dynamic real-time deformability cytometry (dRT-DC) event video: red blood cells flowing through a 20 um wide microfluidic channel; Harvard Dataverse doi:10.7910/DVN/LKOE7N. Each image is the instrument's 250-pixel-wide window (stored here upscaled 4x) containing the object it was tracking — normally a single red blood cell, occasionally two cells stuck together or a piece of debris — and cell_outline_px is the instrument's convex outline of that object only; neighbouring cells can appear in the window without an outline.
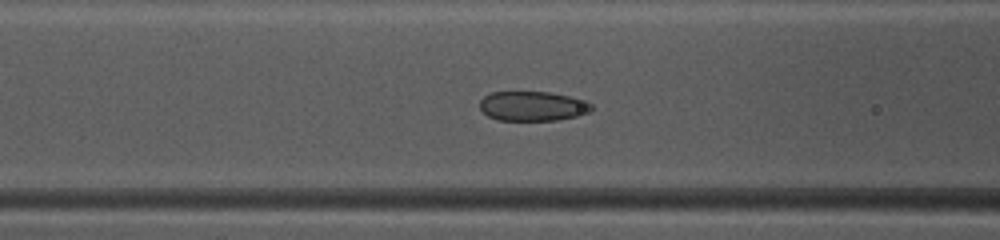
{"species": "common noctule bat (a hibernating species)", "species_latin": "Nyctalus noctula", "temperature_condition": "warm", "stored_images_in_passage": 38, "camera_frame_rate_fps": 3000, "um_per_image_px": 0.085, "animal": {"sex": "female", "body_mass_g": 10.0, "forearm_length_mm": 53.1}, "frame": {"image": 1, "passage_image": 10, "time_ms": 3.0, "image_size_px": [1000, 240], "cell_outline_px": [[596, 108], [588, 112], [576, 116], [556, 120], [496, 120], [488, 116], [480, 108], [480, 100], [484, 96], [492, 92], [548, 92], [588, 100]], "centroid_in_image_um": [45.3, 9.02], "position_along_channel_um": 121.3, "area_um2": 19.36}}
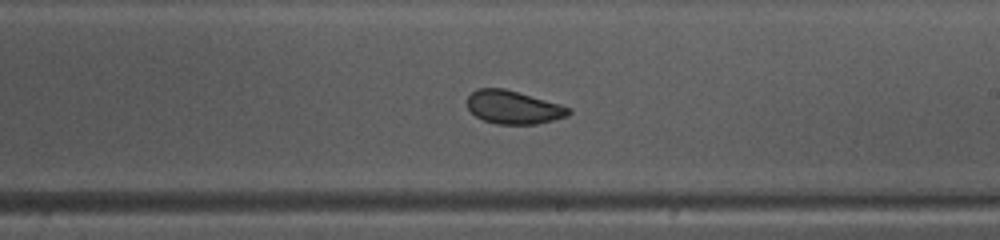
{"frame": {"image": 2, "passage_image": 19, "time_ms": 6.0, "image_size_px": [1000, 240], "cell_outline_px": [[572, 112], [568, 116], [536, 124], [496, 124], [484, 120], [476, 116], [468, 108], [468, 96], [476, 88], [504, 88], [560, 104], [572, 108]], "centroid_in_image_um": [43.66, 9.12], "position_along_channel_um": 245.3, "area_um2": 19.59}}
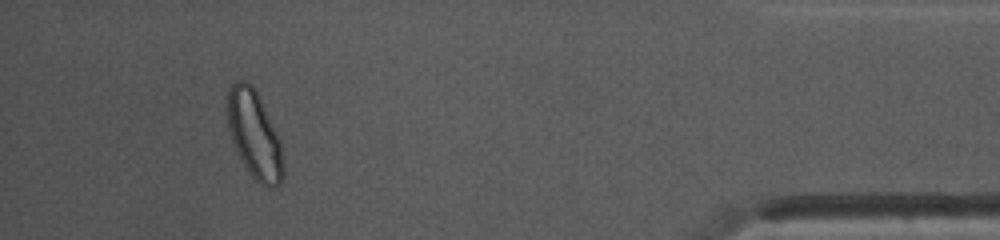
{"frame": {"image": 3, "passage_image": 35, "time_ms": 11.333, "image_size_px": [1000, 240], "cell_outline_px": [[284, 176], [280, 184], [276, 188], [268, 188], [260, 184], [248, 172], [236, 152], [228, 128], [228, 88], [236, 80], [248, 80], [256, 88], [280, 140], [284, 168]], "centroid_in_image_um": [21.63, 11.46], "position_along_channel_um": 413.6, "area_um2": 28.9}, "authors_computed_cell_mechanics": {"area_um2": 20.6346, "velocity_mm_per_s": 4.1351, "shape_relaxation_time_tau1_ms": 2.8179, "shape_relaxation_time_tau2_ms": 1.0826, "deformation_change_tau1": 0.0815, "deformation_change_tau2": 0.0506}}